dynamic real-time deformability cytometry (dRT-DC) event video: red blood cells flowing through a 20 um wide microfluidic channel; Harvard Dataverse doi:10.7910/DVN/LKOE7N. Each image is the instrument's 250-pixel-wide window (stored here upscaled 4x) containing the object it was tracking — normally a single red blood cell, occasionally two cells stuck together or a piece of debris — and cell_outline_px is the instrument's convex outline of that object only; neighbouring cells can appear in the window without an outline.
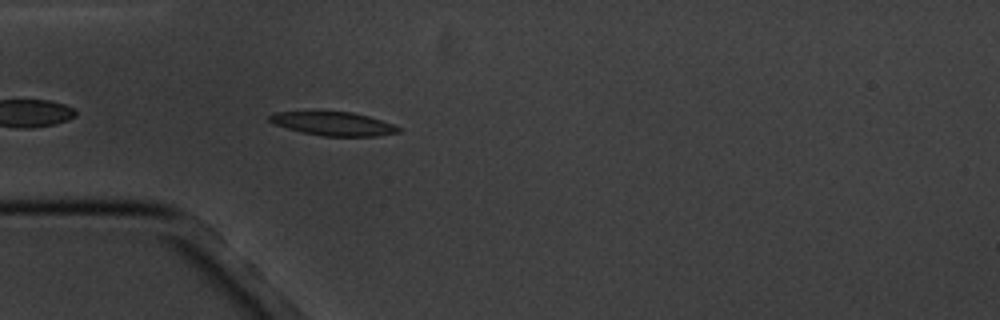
{"species": "common noctule bat (a hibernating species)", "species_latin": "Nyctalus noctula", "temperature_condition": "cold", "stored_images_in_passage": 4, "camera_frame_rate_fps": 3000, "um_per_image_px": 0.085, "animal": {"sex": "male", "body_mass_g": 20.1, "forearm_length_mm": 53.5}, "frame": {"image": 1, "passage_image": 4, "time_ms": 4.333, "image_size_px": [1000, 320], "cell_outline_px": [[400, 132], [376, 136], [324, 136], [300, 132], [276, 124], [268, 120], [268, 116], [276, 112], [352, 112], [368, 116], [392, 124], [400, 128]], "centroid_in_image_um": [28.34, 10.52], "position_along_channel_um": 56.7, "area_um2": 17.46}}